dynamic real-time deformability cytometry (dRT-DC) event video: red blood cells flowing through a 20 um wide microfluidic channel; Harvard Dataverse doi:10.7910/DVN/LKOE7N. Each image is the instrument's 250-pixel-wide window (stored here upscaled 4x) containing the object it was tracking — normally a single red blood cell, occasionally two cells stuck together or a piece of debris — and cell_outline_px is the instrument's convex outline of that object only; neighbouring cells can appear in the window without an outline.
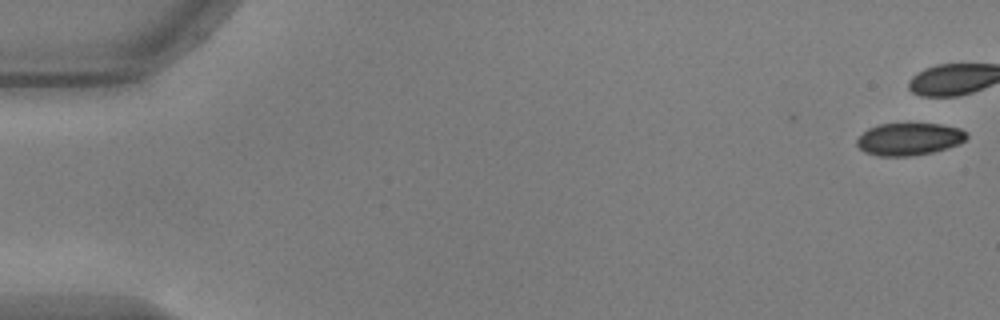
{"species": "common noctule bat (a hibernating species)", "species_latin": "Nyctalus noctula", "temperature_condition": "warm", "stored_images_in_passage": 10, "camera_frame_rate_fps": 3000, "um_per_image_px": 0.085, "animal": {"sex": "male", "body_mass_g": 17.9, "forearm_length_mm": 54.2}, "frame": {"image": 1, "passage_image": 1, "time_ms": 0.0, "image_size_px": [1000, 320], "cell_outline_px": [[968, 136], [964, 140], [956, 144], [932, 152], [912, 156], [880, 156], [864, 152], [856, 144], [856, 140], [868, 128], [880, 124], [940, 124], [960, 128]], "centroid_in_image_um": [77.23, 11.82], "position_along_channel_um": 7.8, "area_um2": 20.4}}